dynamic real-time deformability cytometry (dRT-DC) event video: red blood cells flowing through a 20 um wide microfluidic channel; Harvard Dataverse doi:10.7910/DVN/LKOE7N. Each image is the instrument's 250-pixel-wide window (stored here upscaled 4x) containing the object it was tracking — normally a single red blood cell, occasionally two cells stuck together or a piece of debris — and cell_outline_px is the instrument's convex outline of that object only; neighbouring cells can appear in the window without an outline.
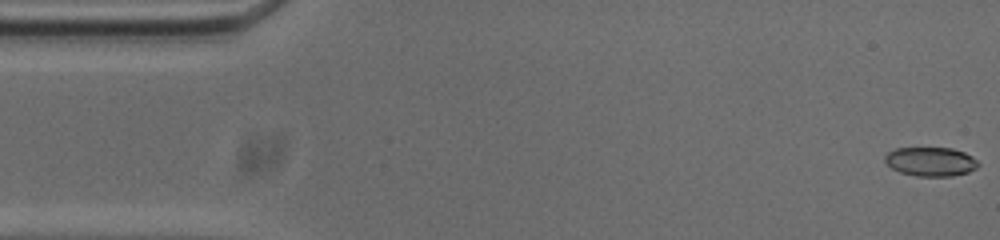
{"species": "common noctule bat (a hibernating species)", "species_latin": "Nyctalus noctula", "temperature_condition": "cold", "stored_images_in_passage": 54, "camera_frame_rate_fps": 3000, "um_per_image_px": 0.085, "animal": {"sex": "male", "body_mass_g": 20.0, "forearm_length_mm": 53.3}, "frame": {"image": 1, "passage_image": 1, "time_ms": 0.0, "image_size_px": [1000, 240], "cell_outline_px": [[980, 164], [976, 168], [968, 172], [952, 176], [916, 176], [900, 172], [892, 168], [884, 160], [884, 156], [888, 152], [896, 148], [952, 148], [964, 152], [972, 156]], "centroid_in_image_um": [79.11, 13.73], "position_along_channel_um": 5.9, "area_um2": 15.78}}
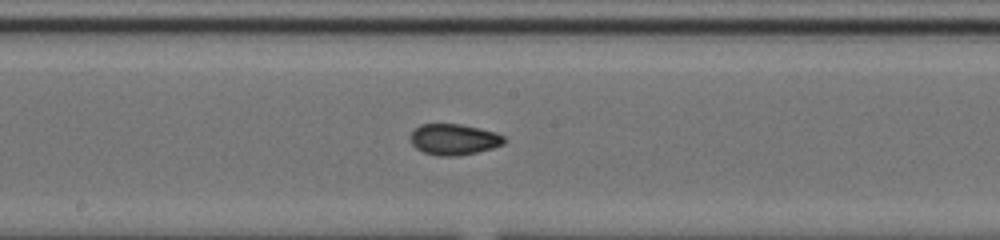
{"frame": {"image": 2, "passage_image": 27, "time_ms": 8.667, "image_size_px": [1000, 240], "cell_outline_px": [[504, 144], [492, 148], [476, 152], [456, 156], [436, 156], [424, 152], [416, 148], [412, 144], [408, 136], [420, 124], [460, 124], [480, 128], [496, 132], [504, 136]], "centroid_in_image_um": [38.56, 11.85], "position_along_channel_um": 209.6, "area_um2": 16.99}}
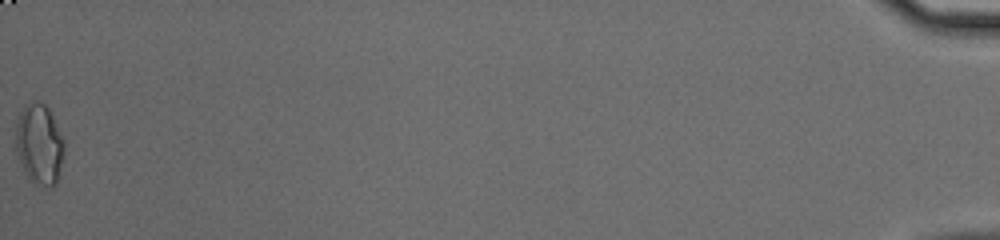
{"frame": {"image": 3, "passage_image": 54, "time_ms": 17.667, "image_size_px": [1000, 240], "cell_outline_px": [[64, 148], [56, 184], [52, 188], [28, 180], [24, 172], [16, 152], [16, 120], [24, 104], [32, 100], [40, 100], [48, 108], [64, 140]], "centroid_in_image_um": [3.31, 12.22], "position_along_channel_um": 431.9, "area_um2": 22.83}, "authors_computed_cell_mechanics": {"area_um2": 16.8198, "velocity_mm_per_s": 3.7361, "shape_relaxation_time_tau1_ms": null, "shape_relaxation_time_tau2_ms": 1.8487, "deformation_change_tau1": null, "deformation_change_tau2": 0.0595}}